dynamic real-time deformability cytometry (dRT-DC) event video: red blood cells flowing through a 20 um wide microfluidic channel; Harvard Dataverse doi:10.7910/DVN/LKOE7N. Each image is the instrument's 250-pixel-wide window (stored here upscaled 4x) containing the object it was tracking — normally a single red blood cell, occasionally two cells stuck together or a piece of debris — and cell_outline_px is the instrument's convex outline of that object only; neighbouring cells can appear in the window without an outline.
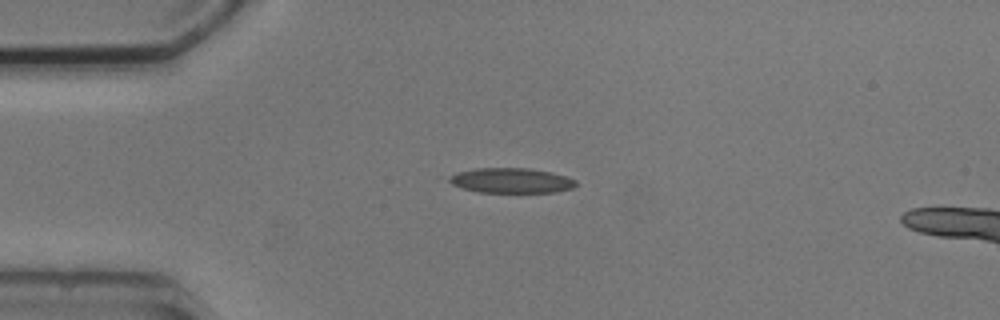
{"species": "common noctule bat (a hibernating species)", "species_latin": "Nyctalus noctula", "temperature_condition": "cold", "stored_images_in_passage": 2, "camera_frame_rate_fps": 3000, "um_per_image_px": 0.085, "animal": {"sex": "male", "body_mass_g": 20.5, "forearm_length_mm": 52.5}, "frame": {"image": 1, "passage_image": 1, "time_ms": 0.0, "image_size_px": [1000, 320], "cell_outline_px": [[576, 184], [572, 188], [556, 192], [480, 192], [464, 188], [452, 184], [448, 180], [448, 176], [456, 172], [476, 168], [528, 168], [552, 172], [568, 176], [576, 180]], "centroid_in_image_um": [43.47, 15.33], "position_along_channel_um": 41.5, "area_um2": 18.5}}